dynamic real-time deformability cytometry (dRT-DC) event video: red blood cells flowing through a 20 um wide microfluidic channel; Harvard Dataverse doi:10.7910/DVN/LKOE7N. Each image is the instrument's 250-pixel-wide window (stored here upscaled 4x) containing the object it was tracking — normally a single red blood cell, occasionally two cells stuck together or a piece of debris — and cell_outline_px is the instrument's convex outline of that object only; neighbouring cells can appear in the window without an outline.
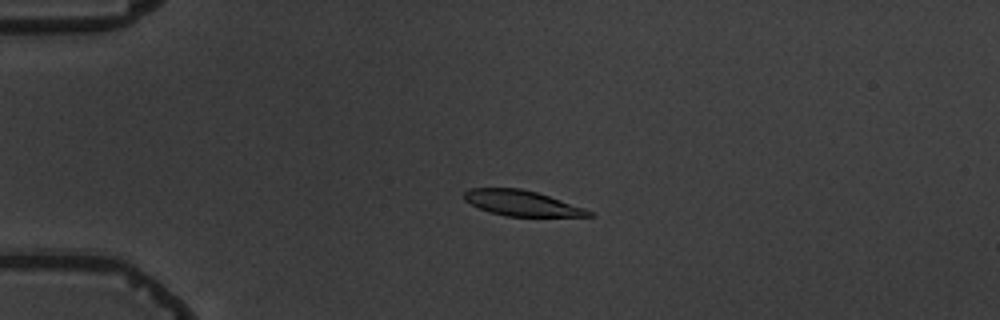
{"species": "common noctule bat (a hibernating species)", "species_latin": "Nyctalus noctula", "temperature_condition": "warm", "stored_images_in_passage": 6, "camera_frame_rate_fps": 3000, "um_per_image_px": 0.085, "animal": {"sex": "male", "body_mass_g": 19.5, "forearm_length_mm": 54.6}, "frame": {"image": 1, "passage_image": 4, "time_ms": 3.667, "image_size_px": [1000, 320], "cell_outline_px": [[596, 216], [504, 216], [488, 212], [464, 200], [464, 192], [468, 188], [520, 188], [536, 192], [584, 208], [592, 212]], "centroid_in_image_um": [44.31, 17.26], "position_along_channel_um": 40.7, "area_um2": 18.26}}
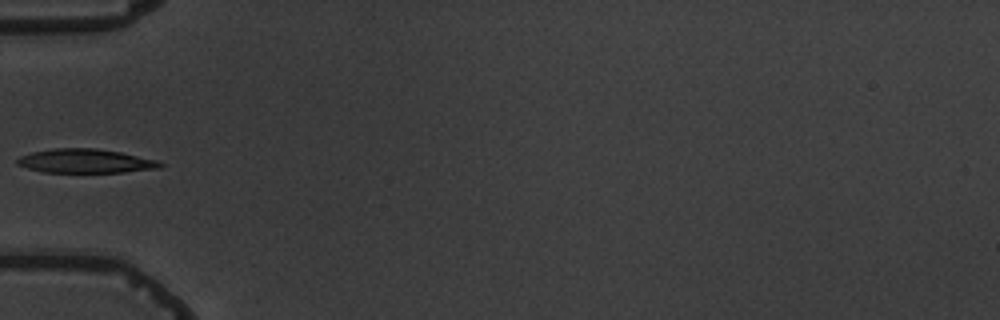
{"frame": {"image": 2, "passage_image": 5, "time_ms": 5.667, "image_size_px": [1000, 320], "cell_outline_px": [[164, 164], [160, 168], [124, 172], [44, 172], [28, 168], [16, 164], [16, 160], [20, 156], [32, 152], [52, 148], [96, 148], [120, 152], [156, 160]], "centroid_in_image_um": [7.24, 13.68], "position_along_channel_um": 77.8, "area_um2": 19.88}}
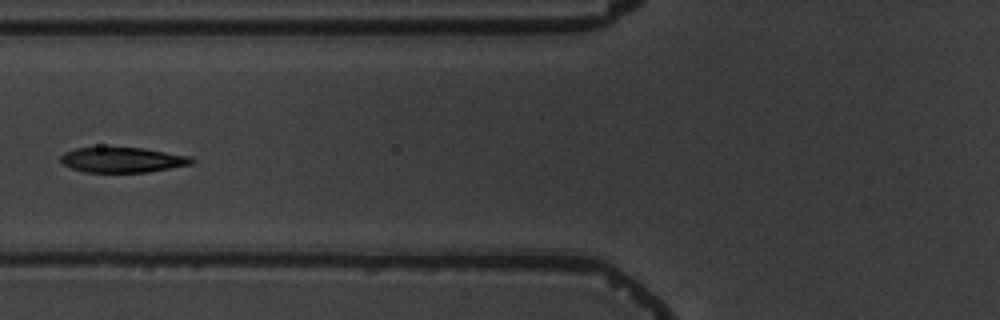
{"frame": {"image": 3, "passage_image": 6, "time_ms": 6.667, "image_size_px": [1000, 320], "cell_outline_px": [[196, 160], [192, 164], [148, 172], [84, 172], [72, 168], [64, 164], [60, 160], [60, 156], [64, 152], [76, 148], [144, 148], [192, 156]], "centroid_in_image_um": [10.45, 13.59], "position_along_channel_um": 115.3, "area_um2": 19.19}}